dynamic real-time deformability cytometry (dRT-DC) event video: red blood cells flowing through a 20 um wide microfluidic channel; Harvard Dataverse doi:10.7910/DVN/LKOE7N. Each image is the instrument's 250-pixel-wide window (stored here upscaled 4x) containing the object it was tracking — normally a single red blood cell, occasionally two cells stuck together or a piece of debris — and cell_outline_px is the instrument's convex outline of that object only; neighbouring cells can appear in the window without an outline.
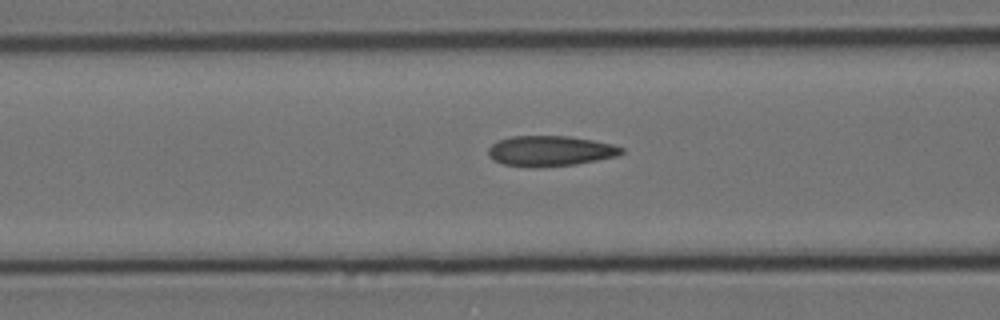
{"species": "Egyptian fruit bat (a non-hibernating species)", "species_latin": "Rousettus aegyptiacus", "temperature_condition": "cold", "stored_images_in_passage": 41, "camera_frame_rate_fps": 3000, "um_per_image_px": 0.085, "animal": {"sex": "female"}, "frame": {"image": 1, "passage_image": 18, "time_ms": 5.667, "image_size_px": [1000, 320], "cell_outline_px": [[624, 152], [616, 156], [576, 164], [504, 164], [492, 160], [488, 156], [488, 148], [496, 140], [512, 136], [568, 136], [592, 140], [612, 144], [624, 148]], "centroid_in_image_um": [46.77, 12.77], "position_along_channel_um": 119.8, "area_um2": 22.66}}
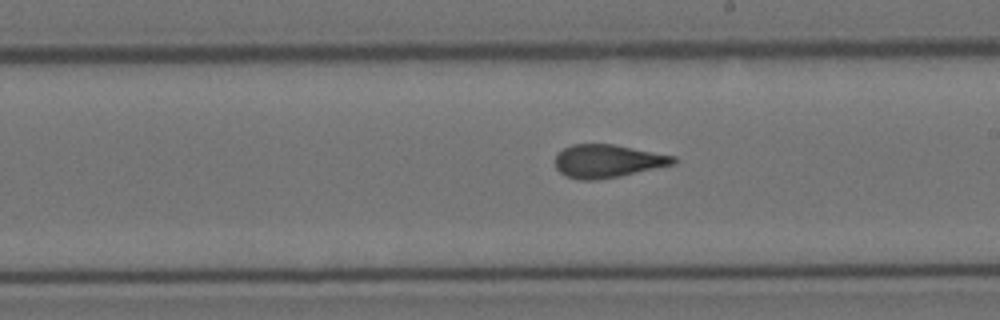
{"frame": {"image": 2, "passage_image": 28, "time_ms": 9.0, "image_size_px": [1000, 320], "cell_outline_px": [[676, 164], [620, 176], [596, 180], [580, 180], [568, 176], [560, 172], [556, 168], [556, 156], [564, 148], [572, 144], [612, 144], [676, 156]], "centroid_in_image_um": [51.67, 13.69], "position_along_channel_um": 237.3, "area_um2": 22.66}}
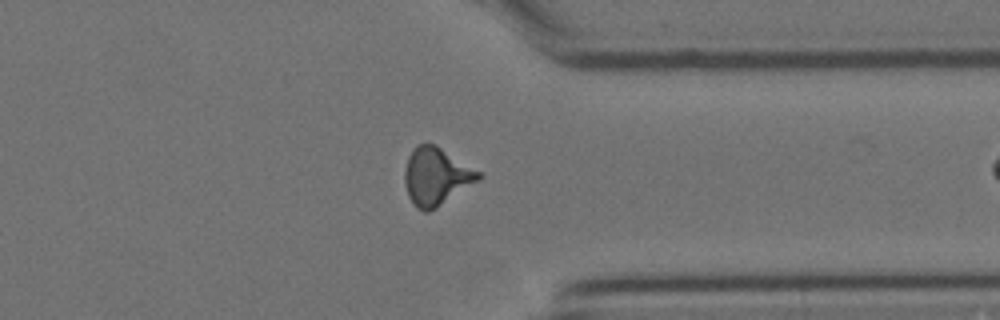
{"frame": {"image": 3, "passage_image": 40, "time_ms": 13.0, "image_size_px": [1000, 320], "cell_outline_px": [[484, 176], [480, 180], [436, 208], [428, 212], [424, 212], [416, 208], [408, 196], [404, 184], [404, 172], [408, 156], [412, 148], [416, 144], [432, 144], [440, 148], [484, 172]], "centroid_in_image_um": [37.1, 15.0], "position_along_channel_um": 374.3, "area_um2": 25.09}}